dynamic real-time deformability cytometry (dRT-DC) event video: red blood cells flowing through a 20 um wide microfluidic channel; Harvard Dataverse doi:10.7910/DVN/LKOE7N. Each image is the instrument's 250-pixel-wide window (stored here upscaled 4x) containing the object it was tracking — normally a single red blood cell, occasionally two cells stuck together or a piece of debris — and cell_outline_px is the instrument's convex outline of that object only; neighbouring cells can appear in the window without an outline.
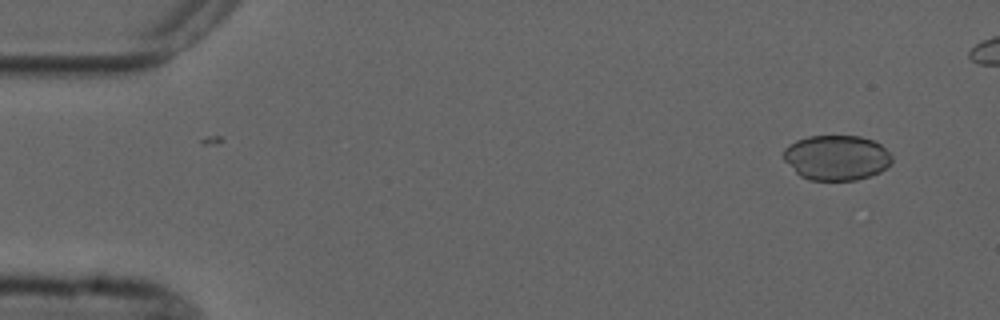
{"species": "common noctule bat (a hibernating species)", "species_latin": "Nyctalus noctula", "temperature_condition": "cold", "stored_images_in_passage": 6, "camera_frame_rate_fps": 3000, "um_per_image_px": 0.085, "animal": {"sex": "male", "forearm_length_mm": 52.5}, "frame": {"image": 1, "passage_image": 1, "time_ms": 0.0, "image_size_px": [1000, 320], "cell_outline_px": [[892, 164], [880, 172], [856, 180], [808, 180], [800, 176], [784, 160], [784, 148], [788, 144], [796, 140], [808, 136], [860, 136], [876, 140], [892, 156]], "centroid_in_image_um": [71.11, 13.39], "position_along_channel_um": 13.9, "area_um2": 28.67}}